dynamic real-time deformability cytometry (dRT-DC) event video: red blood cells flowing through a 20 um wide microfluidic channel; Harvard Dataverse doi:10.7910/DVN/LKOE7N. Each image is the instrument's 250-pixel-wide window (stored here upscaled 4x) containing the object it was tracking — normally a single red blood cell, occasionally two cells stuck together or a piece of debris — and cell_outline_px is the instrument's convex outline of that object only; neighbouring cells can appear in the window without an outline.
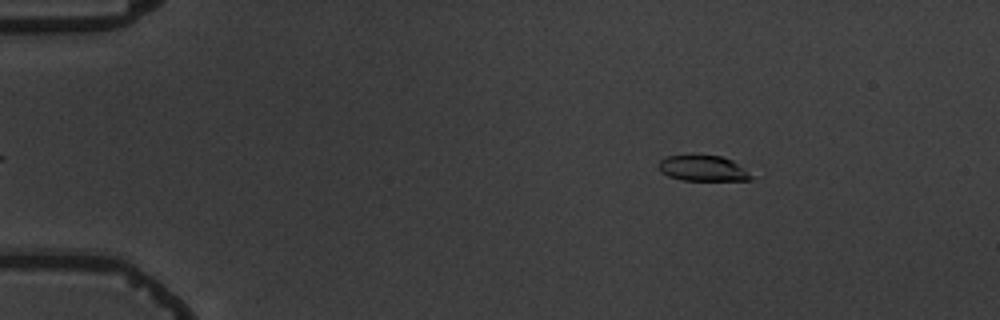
{"species": "common noctule bat (a hibernating species)", "species_latin": "Nyctalus noctula", "temperature_condition": "warm", "stored_images_in_passage": 6, "camera_frame_rate_fps": 3000, "um_per_image_px": 0.085, "animal": {"sex": "male", "body_mass_g": 19.5, "forearm_length_mm": 54.6}, "frame": {"image": 1, "passage_image": 6, "time_ms": 6.0, "image_size_px": [1000, 320], "cell_outline_px": [[752, 180], [680, 180], [668, 176], [660, 172], [656, 164], [660, 160], [668, 156], [720, 156], [732, 160], [744, 168], [752, 176]], "centroid_in_image_um": [59.71, 14.32], "position_along_channel_um": 25.3, "area_um2": 13.7}}